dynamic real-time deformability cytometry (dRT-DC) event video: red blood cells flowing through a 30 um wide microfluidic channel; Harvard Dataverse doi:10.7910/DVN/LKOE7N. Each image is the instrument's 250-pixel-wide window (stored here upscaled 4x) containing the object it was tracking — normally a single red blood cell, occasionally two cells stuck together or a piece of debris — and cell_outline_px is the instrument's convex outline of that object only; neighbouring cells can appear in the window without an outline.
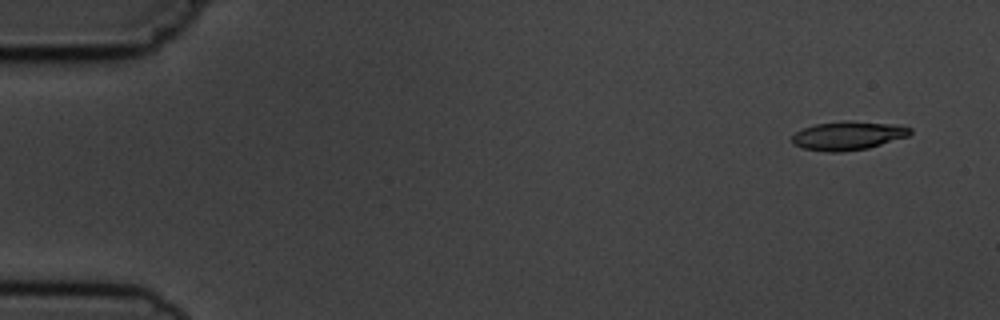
{"species": "common noctule bat (a hibernating species)", "species_latin": "Nyctalus noctula", "temperature_condition": "cold", "stored_images_in_passage": 5, "camera_frame_rate_fps": 3000, "um_per_image_px": 0.085, "animal": {"sex": "male", "body_mass_g": 19.5, "forearm_length_mm": 54.6}, "frame": {"image": 1, "passage_image": 1, "time_ms": 0.0, "image_size_px": [1000, 320], "cell_outline_px": [[912, 132], [908, 136], [868, 148], [840, 152], [828, 152], [804, 148], [792, 144], [792, 136], [796, 132], [804, 128], [816, 124], [844, 120], [892, 124], [912, 128]], "centroid_in_image_um": [72.07, 11.53], "position_along_channel_um": 12.9, "area_um2": 19.59}}
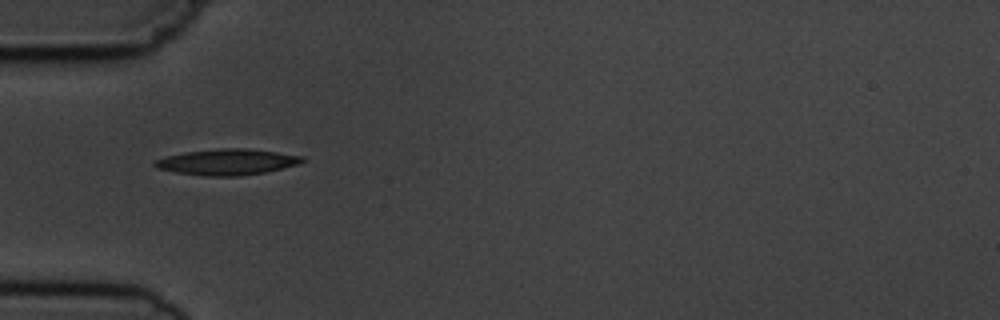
{"frame": {"image": 2, "passage_image": 5, "time_ms": 4.667, "image_size_px": [1000, 320], "cell_outline_px": [[304, 160], [300, 164], [264, 172], [236, 176], [208, 176], [176, 172], [156, 168], [152, 164], [156, 160], [168, 156], [184, 152], [220, 148], [248, 148], [304, 156]], "centroid_in_image_um": [19.32, 13.76], "position_along_channel_um": 65.7, "area_um2": 22.14}}